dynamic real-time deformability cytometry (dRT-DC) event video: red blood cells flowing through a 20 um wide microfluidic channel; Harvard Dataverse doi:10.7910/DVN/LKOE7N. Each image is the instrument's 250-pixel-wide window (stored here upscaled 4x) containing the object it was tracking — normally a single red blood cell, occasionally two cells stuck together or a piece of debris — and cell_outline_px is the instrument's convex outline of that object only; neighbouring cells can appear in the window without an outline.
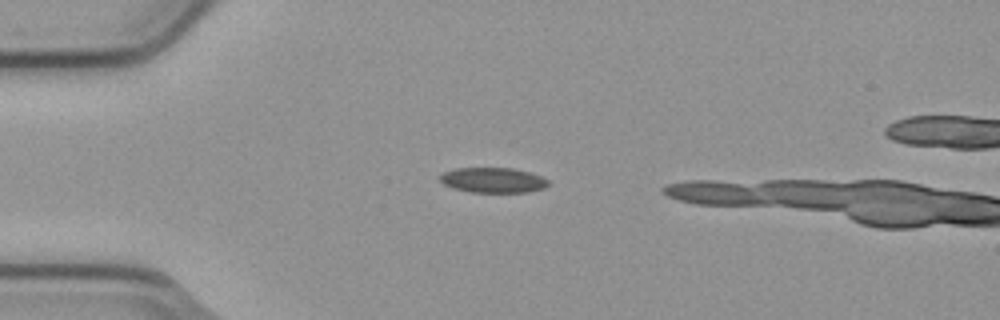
{"species": "common noctule bat (a hibernating species)", "species_latin": "Nyctalus noctula", "temperature_condition": "cold", "stored_images_in_passage": 3, "camera_frame_rate_fps": 3000, "um_per_image_px": 0.085, "animal": {"sex": "male", "body_mass_g": 23.1, "forearm_length_mm": 52.7}, "frame": {"image": 1, "passage_image": 2, "time_ms": 0.333, "image_size_px": [1000, 320], "cell_outline_px": [[548, 184], [544, 188], [528, 192], [472, 192], [452, 188], [444, 184], [440, 180], [440, 176], [444, 172], [456, 168], [512, 168], [528, 172], [540, 176], [548, 180]], "centroid_in_image_um": [41.89, 15.31], "position_along_channel_um": 43.1, "area_um2": 15.72}}